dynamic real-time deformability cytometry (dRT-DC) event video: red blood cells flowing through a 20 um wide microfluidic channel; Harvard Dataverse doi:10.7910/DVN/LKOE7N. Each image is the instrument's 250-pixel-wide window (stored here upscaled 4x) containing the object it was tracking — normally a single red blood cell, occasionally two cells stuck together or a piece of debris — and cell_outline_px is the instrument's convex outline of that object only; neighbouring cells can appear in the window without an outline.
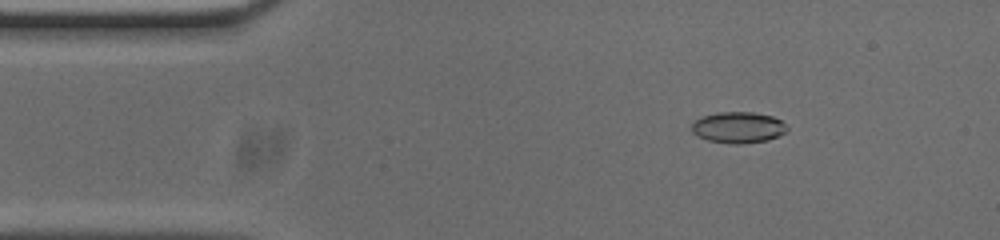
{"species": "common noctule bat (a hibernating species)", "species_latin": "Nyctalus noctula", "temperature_condition": "cold", "stored_images_in_passage": 47, "camera_frame_rate_fps": 3000, "um_per_image_px": 0.085, "animal": {"sex": "male", "body_mass_g": 20.0, "forearm_length_mm": 53.3}, "frame": {"image": 1, "passage_image": 3, "time_ms": 0.667, "image_size_px": [1000, 240], "cell_outline_px": [[788, 128], [784, 132], [768, 140], [740, 144], [732, 144], [708, 140], [696, 136], [692, 132], [692, 124], [700, 116], [716, 112], [752, 112], [772, 116], [780, 120]], "centroid_in_image_um": [62.7, 10.83], "position_along_channel_um": 22.3, "area_um2": 17.28}}
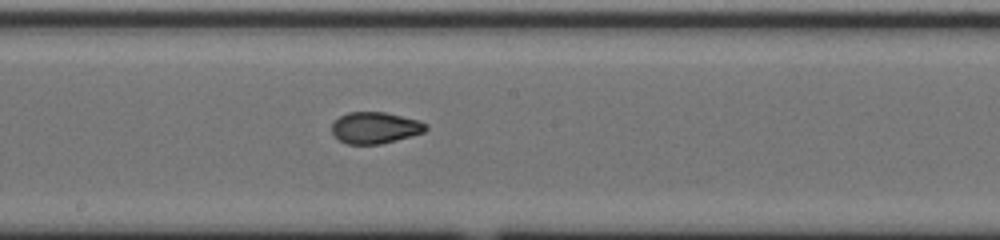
{"frame": {"image": 2, "passage_image": 23, "time_ms": 7.333, "image_size_px": [1000, 240], "cell_outline_px": [[428, 128], [424, 132], [412, 136], [380, 144], [348, 144], [340, 140], [332, 132], [332, 120], [348, 112], [384, 112], [420, 120], [428, 124]], "centroid_in_image_um": [31.9, 10.85], "position_along_channel_um": 216.3, "area_um2": 17.34}}
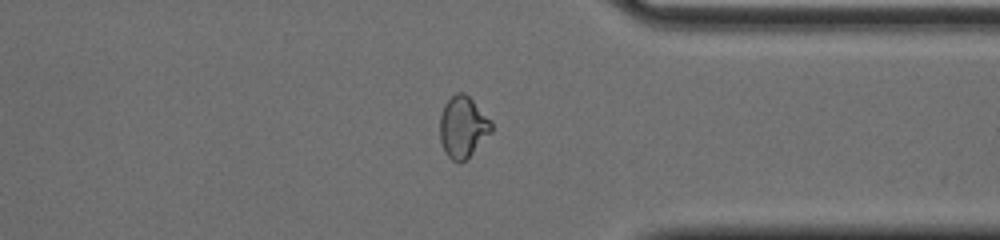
{"frame": {"image": 3, "passage_image": 36, "time_ms": 11.667, "image_size_px": [1000, 240], "cell_outline_px": [[492, 132], [460, 164], [452, 160], [444, 152], [440, 140], [440, 116], [444, 104], [456, 92], [464, 92], [492, 120]], "centroid_in_image_um": [39.34, 10.79], "position_along_channel_um": 372.1, "area_um2": 18.38}, "authors_computed_cell_mechanics": {"area_um2": 17.5712, "velocity_mm_per_s": 3.7661, "shape_relaxation_time_tau1_ms": null, "shape_relaxation_time_tau2_ms": 1.2005, "deformation_change_tau1": null, "deformation_change_tau2": 0.0603}}